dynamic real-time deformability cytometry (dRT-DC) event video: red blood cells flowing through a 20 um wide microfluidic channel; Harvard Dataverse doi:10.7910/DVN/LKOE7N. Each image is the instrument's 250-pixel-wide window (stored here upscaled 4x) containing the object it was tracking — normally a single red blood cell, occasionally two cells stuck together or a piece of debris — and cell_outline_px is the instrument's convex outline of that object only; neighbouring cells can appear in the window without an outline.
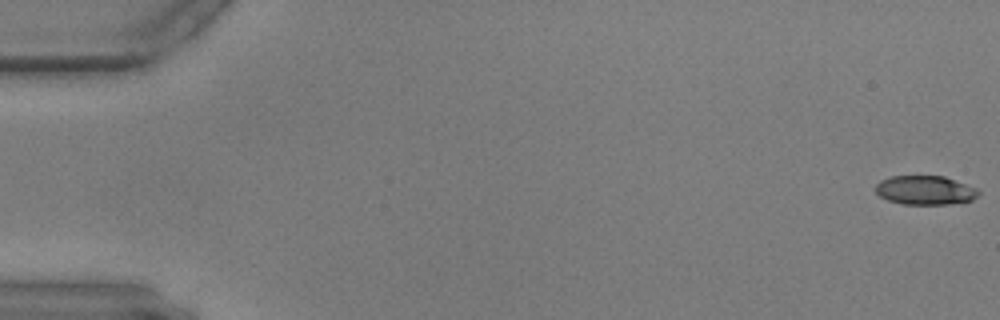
{"species": "common noctule bat (a hibernating species)", "species_latin": "Nyctalus noctula", "temperature_condition": "warm", "stored_images_in_passage": 59, "camera_frame_rate_fps": 3000, "um_per_image_px": 0.085, "animal": {"sex": "male", "body_mass_g": 17.9, "forearm_length_mm": 54.2}, "frame": {"image": 1, "passage_image": 1, "time_ms": 0.0, "image_size_px": [1000, 320], "cell_outline_px": [[980, 192], [972, 200], [948, 204], [900, 204], [888, 200], [880, 196], [876, 192], [876, 184], [880, 180], [892, 176], [944, 176], [976, 188]], "centroid_in_image_um": [78.61, 16.17], "position_along_channel_um": 6.4, "area_um2": 17.28}}
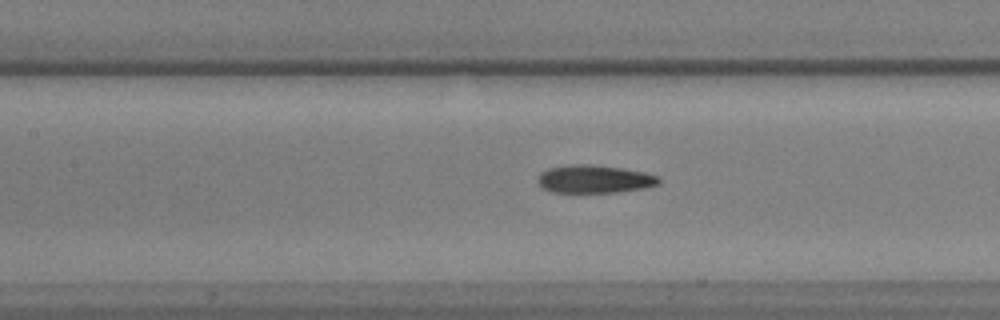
{"frame": {"image": 2, "passage_image": 27, "time_ms": 8.667, "image_size_px": [1000, 320], "cell_outline_px": [[660, 184], [644, 188], [616, 192], [552, 192], [540, 188], [536, 180], [540, 172], [548, 168], [572, 164], [588, 164], [624, 168], [644, 172], [660, 176]], "centroid_in_image_um": [50.5, 15.22], "position_along_channel_um": 156.9, "area_um2": 20.0}}
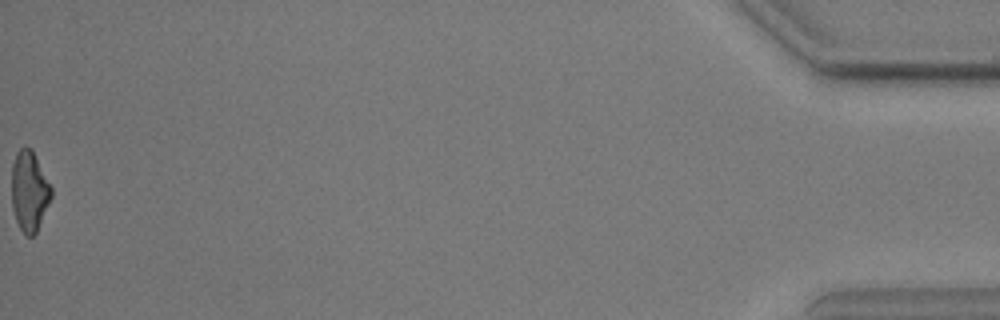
{"frame": {"image": 3, "passage_image": 59, "time_ms": 19.333, "image_size_px": [1000, 320], "cell_outline_px": [[52, 196], [36, 232], [32, 236], [28, 236], [20, 228], [16, 220], [12, 208], [12, 164], [16, 152], [24, 144], [32, 148], [52, 188]], "centroid_in_image_um": [2.49, 16.19], "position_along_channel_um": 432.7, "area_um2": 18.55}}